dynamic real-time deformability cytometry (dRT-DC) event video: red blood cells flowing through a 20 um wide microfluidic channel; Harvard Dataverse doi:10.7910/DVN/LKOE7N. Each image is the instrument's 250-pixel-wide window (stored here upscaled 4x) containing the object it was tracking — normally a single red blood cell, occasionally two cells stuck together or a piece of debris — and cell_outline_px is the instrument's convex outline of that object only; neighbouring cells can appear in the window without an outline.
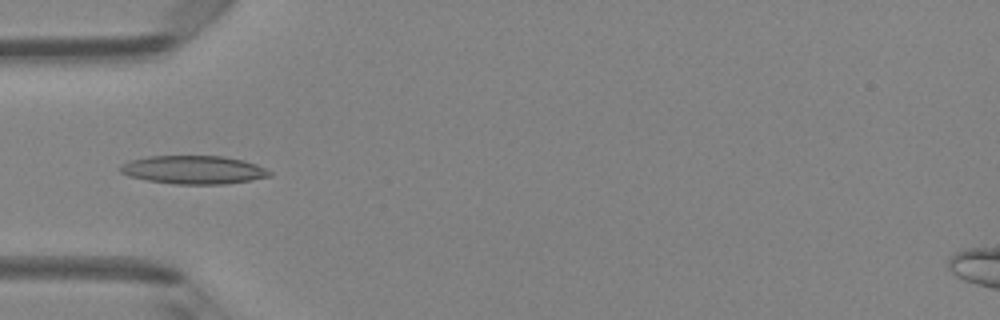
{"species": "Egyptian fruit bat (a non-hibernating species)", "species_latin": "Rousettus aegyptiacus", "temperature_condition": "room temperature", "stored_images_in_passage": 4, "camera_frame_rate_fps": 3000, "um_per_image_px": 0.085, "animal": {"sex": "female"}, "frame": {"image": 1, "passage_image": 4, "time_ms": 1.0, "image_size_px": [1000, 320], "cell_outline_px": [[272, 176], [252, 180], [224, 184], [176, 184], [148, 180], [128, 176], [120, 172], [120, 164], [128, 160], [148, 156], [224, 156], [244, 160], [256, 164], [272, 172]], "centroid_in_image_um": [16.45, 14.43], "position_along_channel_um": 68.6, "area_um2": 24.8}}